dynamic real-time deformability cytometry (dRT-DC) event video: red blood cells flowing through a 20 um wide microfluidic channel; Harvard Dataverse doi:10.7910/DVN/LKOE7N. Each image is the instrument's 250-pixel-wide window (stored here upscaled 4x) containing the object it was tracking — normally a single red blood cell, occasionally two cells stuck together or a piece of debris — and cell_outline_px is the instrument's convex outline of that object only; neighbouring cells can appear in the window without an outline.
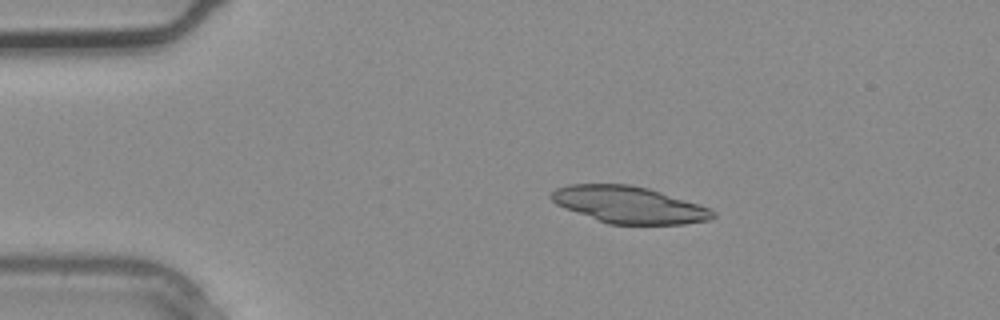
{"species": "common noctule bat (a hibernating species)", "species_latin": "Nyctalus noctula", "temperature_condition": "warm", "stored_images_in_passage": 2, "camera_frame_rate_fps": 3000, "um_per_image_px": 0.085, "animal": {"sex": "male", "body_mass_g": 20.4}, "frame": {"image": 1, "passage_image": 1, "time_ms": 0.0, "image_size_px": [1000, 320], "cell_outline_px": [[716, 216], [708, 220], [684, 224], [608, 224], [564, 208], [556, 204], [548, 196], [556, 188], [568, 184], [628, 184], [648, 188], [712, 208], [716, 212]], "centroid_in_image_um": [53.47, 17.4], "position_along_channel_um": 31.5, "area_um2": 34.74}}